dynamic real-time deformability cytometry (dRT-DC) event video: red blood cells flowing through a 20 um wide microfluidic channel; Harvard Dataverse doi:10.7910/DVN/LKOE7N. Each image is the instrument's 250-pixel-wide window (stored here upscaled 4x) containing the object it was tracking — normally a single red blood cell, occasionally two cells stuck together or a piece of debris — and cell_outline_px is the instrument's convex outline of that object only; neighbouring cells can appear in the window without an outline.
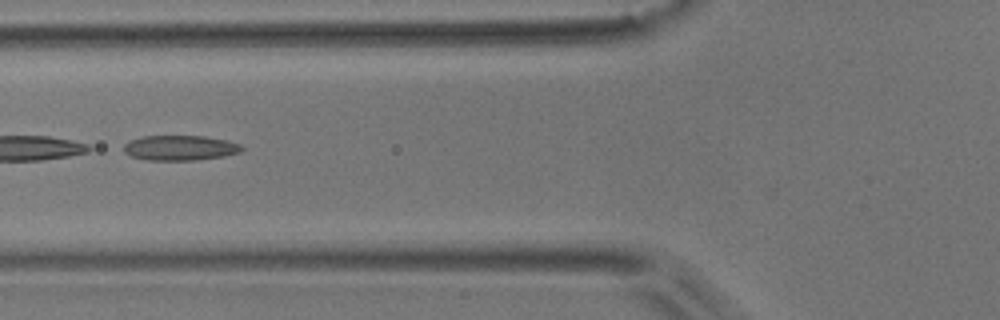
{"species": "common noctule bat (a hibernating species)", "species_latin": "Nyctalus noctula", "temperature_condition": "room temperature", "stored_images_in_passage": 5, "camera_frame_rate_fps": 3000, "um_per_image_px": 0.085, "animal": {"sex": "male", "body_mass_g": 17.9}, "frame": {"image": 1, "passage_image": 5, "time_ms": 1.333, "image_size_px": [1000, 320], "cell_outline_px": [[244, 148], [240, 152], [224, 156], [196, 160], [148, 160], [132, 156], [124, 152], [124, 144], [128, 140], [144, 136], [204, 136], [228, 140], [240, 144]], "centroid_in_image_um": [15.31, 12.56], "position_along_channel_um": 110.5, "area_um2": 17.28}}